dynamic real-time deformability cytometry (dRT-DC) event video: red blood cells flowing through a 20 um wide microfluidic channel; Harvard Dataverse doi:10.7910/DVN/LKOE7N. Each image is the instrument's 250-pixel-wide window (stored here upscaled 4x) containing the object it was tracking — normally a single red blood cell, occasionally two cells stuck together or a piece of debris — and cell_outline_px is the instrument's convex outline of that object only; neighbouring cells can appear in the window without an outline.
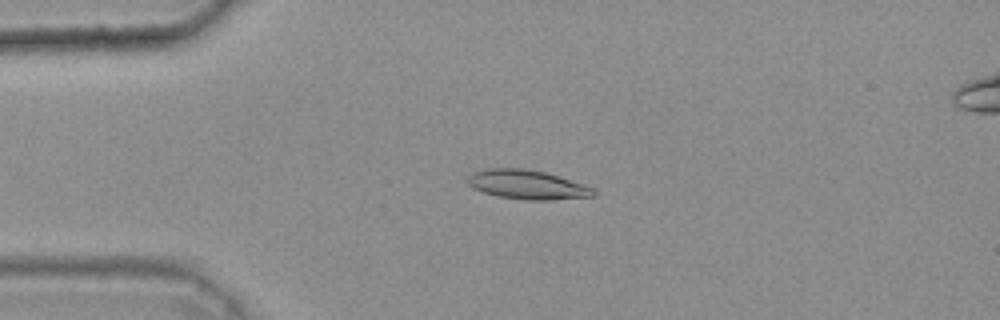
{"species": "common noctule bat (a hibernating species)", "species_latin": "Nyctalus noctula", "temperature_condition": "warm", "stored_images_in_passage": 45, "camera_frame_rate_fps": 3000, "um_per_image_px": 0.085, "animal": {"sex": "female", "body_mass_g": 25.1}, "frame": {"image": 1, "passage_image": 12, "time_ms": 3.667, "image_size_px": [1000, 320], "cell_outline_px": [[596, 196], [552, 200], [528, 200], [500, 196], [484, 192], [472, 188], [464, 180], [472, 172], [488, 168], [524, 168], [544, 172], [584, 184], [592, 188], [596, 192]], "centroid_in_image_um": [44.79, 15.69], "position_along_channel_um": 40.2, "area_um2": 21.44}}
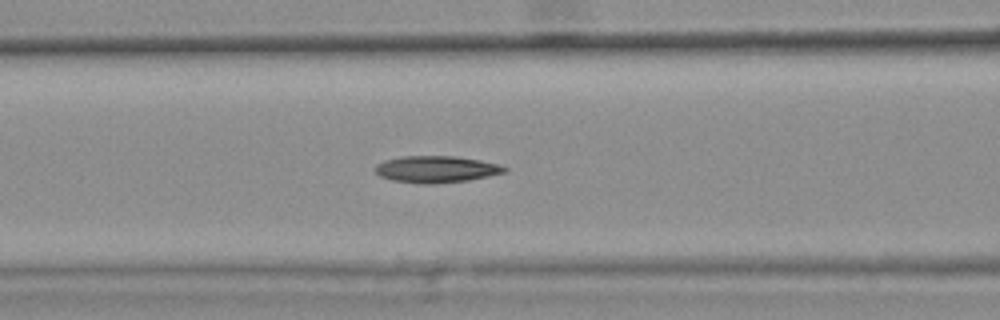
{"frame": {"image": 2, "passage_image": 21, "time_ms": 6.667, "image_size_px": [1000, 320], "cell_outline_px": [[508, 168], [504, 172], [488, 176], [468, 180], [436, 184], [420, 184], [392, 180], [380, 176], [376, 172], [376, 164], [384, 160], [404, 156], [452, 156], [480, 160], [500, 164]], "centroid_in_image_um": [37.07, 14.39], "position_along_channel_um": 129.5, "area_um2": 20.11}}
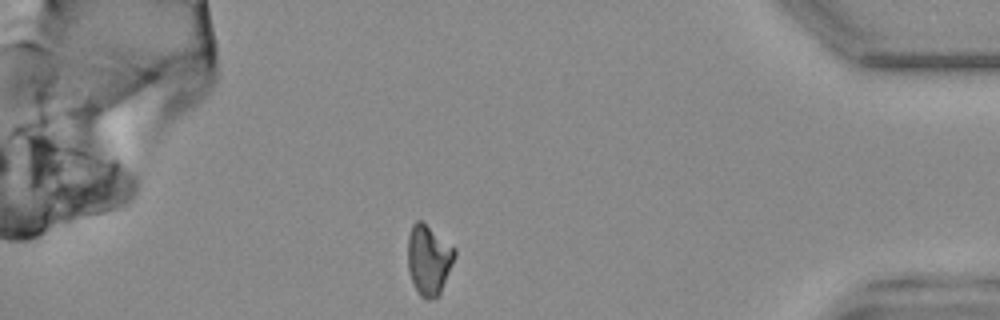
{"frame": {"image": 3, "passage_image": 45, "time_ms": 14.667, "image_size_px": [1000, 320], "cell_outline_px": [[456, 256], [440, 296], [428, 300], [420, 296], [408, 272], [408, 236], [412, 224], [416, 220], [420, 220], [456, 248]], "centroid_in_image_um": [36.46, 22.1], "position_along_channel_um": 398.7, "area_um2": 19.31}}